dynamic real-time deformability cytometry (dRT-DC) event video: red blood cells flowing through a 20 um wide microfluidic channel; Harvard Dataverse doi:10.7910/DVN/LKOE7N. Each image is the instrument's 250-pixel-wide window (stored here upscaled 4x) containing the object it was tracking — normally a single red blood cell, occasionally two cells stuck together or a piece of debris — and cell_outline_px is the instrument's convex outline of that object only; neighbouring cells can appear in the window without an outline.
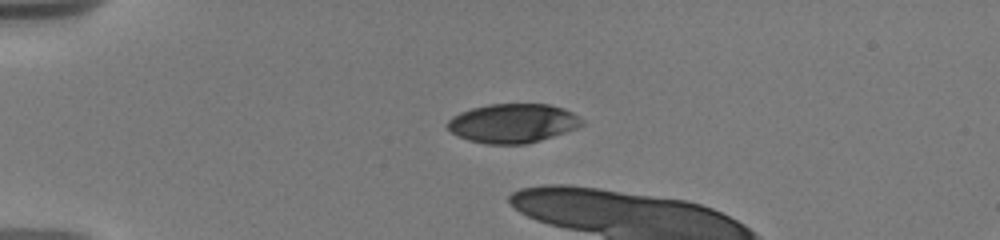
{"species": "human", "species_latin": "Homo sapiens", "temperature_condition": "warm", "stored_images_in_passage": 7, "camera_frame_rate_fps": 3000, "um_per_image_px": 0.085, "donor": {"sex": "male"}, "frame": {"image": 1, "passage_image": 1, "time_ms": 0.0, "image_size_px": [1000, 240], "cell_outline_px": [[584, 124], [576, 128], [528, 144], [484, 144], [468, 140], [452, 132], [444, 124], [452, 116], [460, 112], [472, 108], [488, 104], [548, 104], [564, 108], [572, 112], [584, 120]], "centroid_in_image_um": [43.57, 10.47], "position_along_channel_um": 41.4, "area_um2": 30.69}}
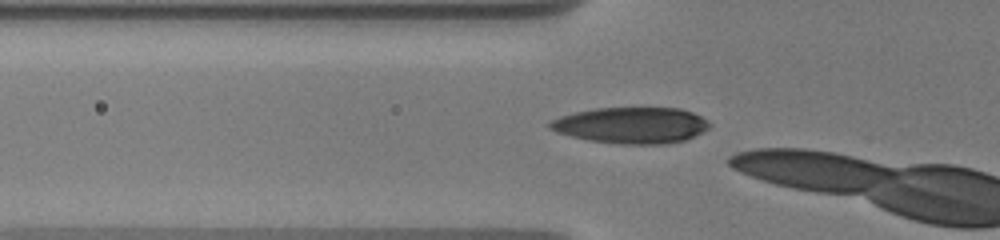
{"frame": {"image": 2, "passage_image": 6, "time_ms": 2.0, "image_size_px": [1000, 240], "cell_outline_px": [[712, 124], [708, 128], [684, 140], [668, 144], [616, 144], [588, 140], [556, 132], [548, 128], [548, 124], [552, 120], [560, 116], [576, 112], [596, 108], [680, 108], [692, 112], [708, 120]], "centroid_in_image_um": [53.65, 10.65], "position_along_channel_um": 72.1, "area_um2": 33.64}}